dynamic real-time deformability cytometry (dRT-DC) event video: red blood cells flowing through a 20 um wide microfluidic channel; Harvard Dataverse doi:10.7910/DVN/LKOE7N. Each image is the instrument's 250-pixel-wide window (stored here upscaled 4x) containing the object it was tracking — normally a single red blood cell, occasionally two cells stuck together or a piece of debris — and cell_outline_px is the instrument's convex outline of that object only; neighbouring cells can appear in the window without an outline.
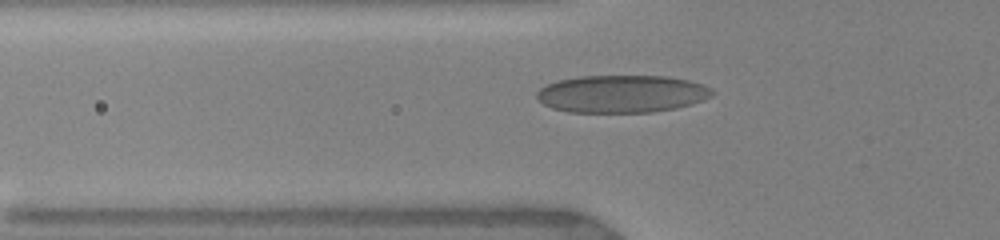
{"species": "human", "species_latin": "Homo sapiens", "temperature_condition": "warm", "stored_images_in_passage": 40, "camera_frame_rate_fps": 3000, "um_per_image_px": 0.085, "donor": {"sex": "female"}, "frame": {"image": 1, "passage_image": 10, "time_ms": 3.0, "image_size_px": [1000, 240], "cell_outline_px": [[716, 92], [712, 96], [704, 100], [692, 104], [676, 108], [652, 112], [568, 112], [552, 108], [544, 104], [536, 96], [536, 92], [540, 88], [548, 84], [560, 80], [580, 76], [668, 76], [688, 80], [704, 84], [712, 88]], "centroid_in_image_um": [52.91, 7.98], "position_along_channel_um": 72.9, "area_um2": 38.55}}